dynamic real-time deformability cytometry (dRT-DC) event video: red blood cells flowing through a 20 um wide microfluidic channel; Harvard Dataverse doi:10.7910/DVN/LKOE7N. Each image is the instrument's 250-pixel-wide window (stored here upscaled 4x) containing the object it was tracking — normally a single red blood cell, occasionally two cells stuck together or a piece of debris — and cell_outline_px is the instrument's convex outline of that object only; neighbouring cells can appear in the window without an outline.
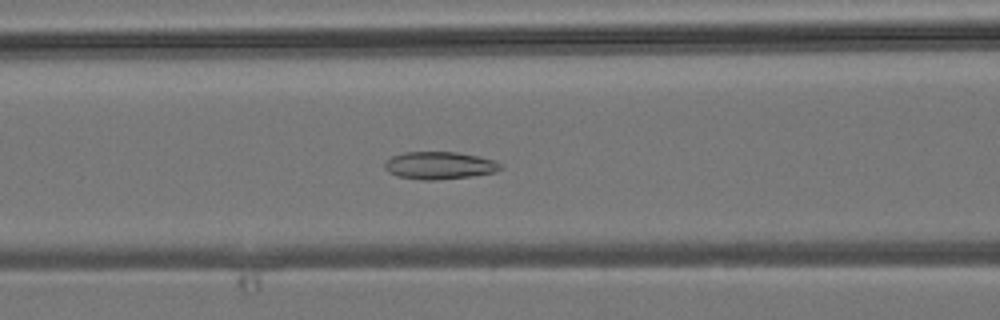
{"species": "common noctule bat (a hibernating species)", "species_latin": "Nyctalus noctula", "temperature_condition": "room temperature", "stored_images_in_passage": 45, "camera_frame_rate_fps": 3000, "um_per_image_px": 0.085, "animal": {"sex": "male", "body_mass_g": 19.2, "forearm_length_mm": 51.8}, "frame": {"image": 1, "passage_image": 18, "time_ms": 5.667, "image_size_px": [1000, 320], "cell_outline_px": [[504, 168], [496, 172], [472, 176], [432, 180], [424, 180], [396, 176], [388, 172], [384, 168], [384, 164], [392, 156], [404, 152], [456, 152], [480, 156], [492, 160], [500, 164]], "centroid_in_image_um": [37.35, 14.06], "position_along_channel_um": 129.2, "area_um2": 18.55}}
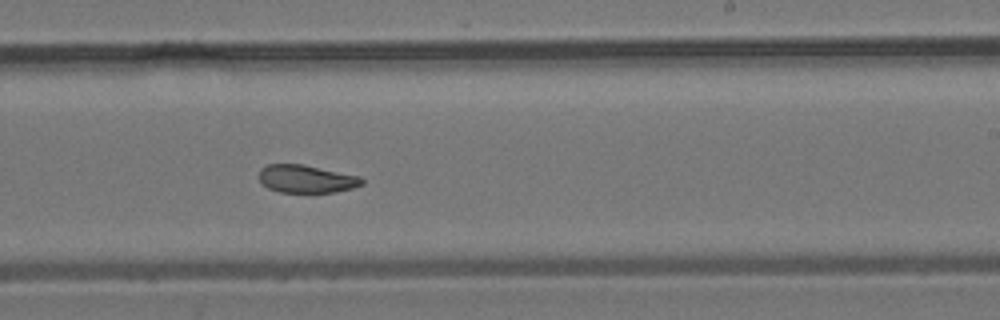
{"frame": {"image": 2, "passage_image": 27, "time_ms": 8.667, "image_size_px": [1000, 320], "cell_outline_px": [[364, 184], [352, 188], [336, 192], [280, 192], [268, 188], [260, 180], [260, 168], [268, 164], [304, 164], [360, 176], [364, 180]], "centroid_in_image_um": [26.07, 15.2], "position_along_channel_um": 262.9, "area_um2": 16.7}}
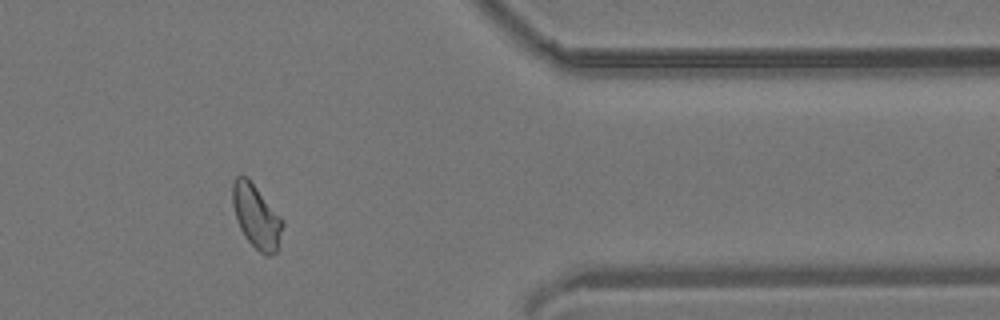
{"frame": {"image": 3, "passage_image": 37, "time_ms": 12.0, "image_size_px": [1000, 320], "cell_outline_px": [[284, 224], [276, 252], [268, 256], [264, 256], [244, 236], [240, 228], [232, 204], [232, 184], [236, 176], [244, 176], [256, 188], [284, 220]], "centroid_in_image_um": [21.79, 18.43], "position_along_channel_um": 389.6, "area_um2": 18.15}}